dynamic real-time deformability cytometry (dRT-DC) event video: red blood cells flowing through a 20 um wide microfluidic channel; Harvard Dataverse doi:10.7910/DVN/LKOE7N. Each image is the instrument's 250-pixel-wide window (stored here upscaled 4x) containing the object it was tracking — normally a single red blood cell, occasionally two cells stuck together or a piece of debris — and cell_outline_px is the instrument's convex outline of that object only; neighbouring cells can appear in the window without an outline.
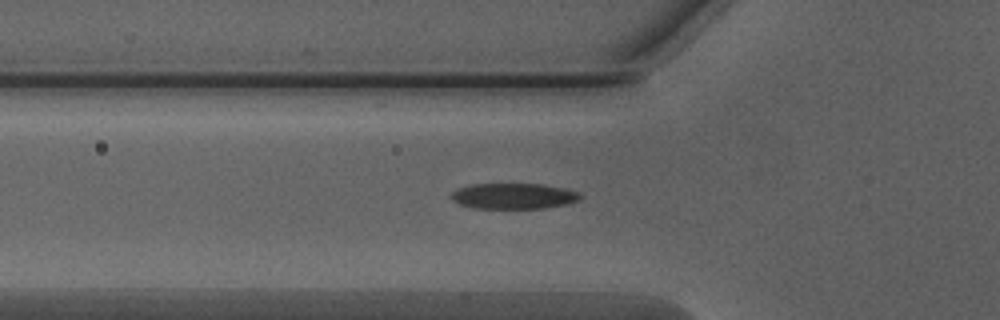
{"species": "Egyptian fruit bat (a non-hibernating species)", "species_latin": "Rousettus aegyptiacus", "temperature_condition": "warm", "stored_images_in_passage": 35, "camera_frame_rate_fps": 3000, "um_per_image_px": 0.085, "animal": {"sex": "male"}, "frame": {"image": 1, "passage_image": 5, "time_ms": 1.333, "image_size_px": [1000, 320], "cell_outline_px": [[580, 200], [568, 204], [544, 208], [472, 208], [460, 204], [452, 200], [452, 192], [456, 188], [472, 184], [544, 184], [564, 188], [576, 192], [580, 196]], "centroid_in_image_um": [43.64, 16.66], "position_along_channel_um": 82.2, "area_um2": 19.31}}
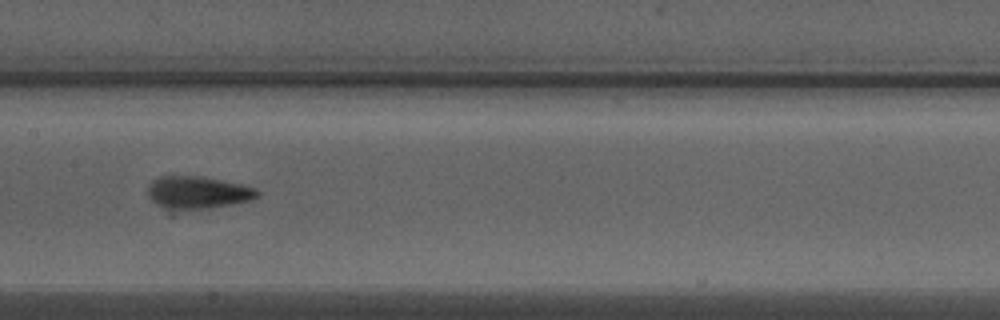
{"frame": {"image": 2, "passage_image": 13, "time_ms": 4.0, "image_size_px": [1000, 320], "cell_outline_px": [[260, 196], [252, 200], [212, 208], [160, 208], [148, 196], [148, 188], [152, 180], [160, 176], [196, 176], [220, 180], [240, 184], [256, 188], [260, 192]], "centroid_in_image_um": [16.82, 16.36], "position_along_channel_um": 190.6, "area_um2": 20.52}}
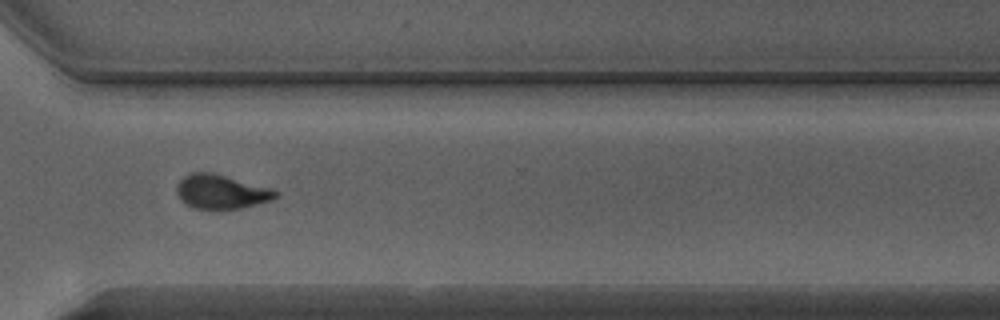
{"frame": {"image": 3, "passage_image": 25, "time_ms": 8.0, "image_size_px": [1000, 320], "cell_outline_px": [[280, 196], [272, 200], [240, 208], [192, 208], [180, 200], [176, 192], [176, 184], [184, 176], [192, 172], [212, 172], [268, 188], [280, 192]], "centroid_in_image_um": [18.77, 16.29], "position_along_channel_um": 351.8, "area_um2": 19.48}, "authors_computed_cell_mechanics": {"area_um2": 19.8832, "velocity_mm_per_s": 4.0438, "shape_relaxation_time_tau1_ms": 2.7989, "shape_relaxation_time_tau2_ms": 0.9671, "deformation_change_tau1": 0.1609, "deformation_change_tau2": 0.0883}}